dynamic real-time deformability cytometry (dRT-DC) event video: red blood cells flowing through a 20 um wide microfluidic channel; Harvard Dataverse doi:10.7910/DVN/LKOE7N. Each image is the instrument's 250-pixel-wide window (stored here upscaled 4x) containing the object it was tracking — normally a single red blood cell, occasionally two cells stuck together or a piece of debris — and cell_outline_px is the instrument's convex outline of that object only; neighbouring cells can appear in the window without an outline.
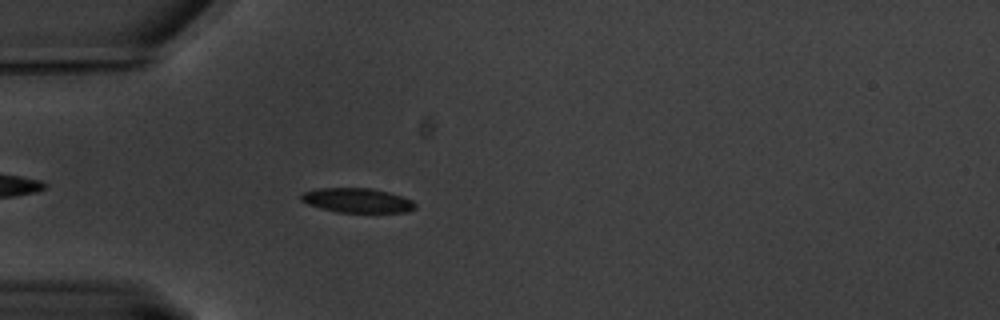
{"species": "common noctule bat (a hibernating species)", "species_latin": "Nyctalus noctula", "temperature_condition": "warm", "stored_images_in_passage": 50, "camera_frame_rate_fps": 3000, "um_per_image_px": 0.085, "animal": {"sex": "male", "body_mass_g": 20.1, "forearm_length_mm": 53.5}, "frame": {"image": 1, "passage_image": 7, "time_ms": 2.0, "image_size_px": [1000, 320], "cell_outline_px": [[416, 208], [408, 212], [336, 212], [320, 208], [308, 204], [300, 200], [300, 196], [304, 192], [320, 188], [372, 188], [388, 192], [412, 200], [416, 204]], "centroid_in_image_um": [30.36, 17.04], "position_along_channel_um": 54.6, "area_um2": 16.24}}
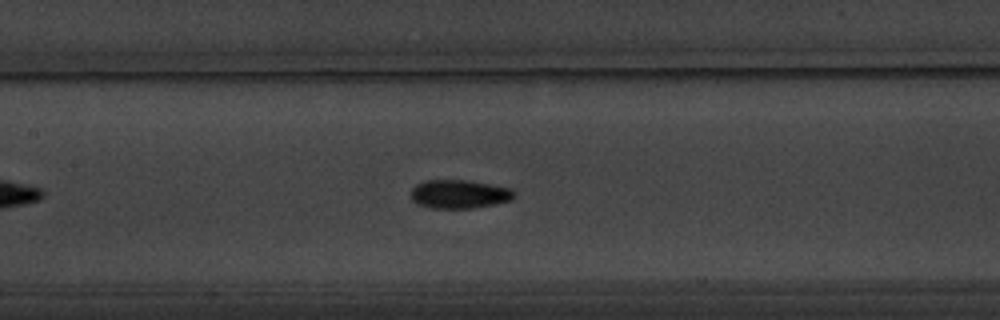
{"frame": {"image": 2, "passage_image": 18, "time_ms": 5.667, "image_size_px": [1000, 320], "cell_outline_px": [[516, 196], [512, 200], [496, 204], [476, 208], [432, 208], [416, 204], [412, 200], [412, 188], [416, 184], [424, 180], [464, 180], [492, 184], [512, 188], [516, 192]], "centroid_in_image_um": [39.08, 16.5], "position_along_channel_um": 168.3, "area_um2": 17.51}}
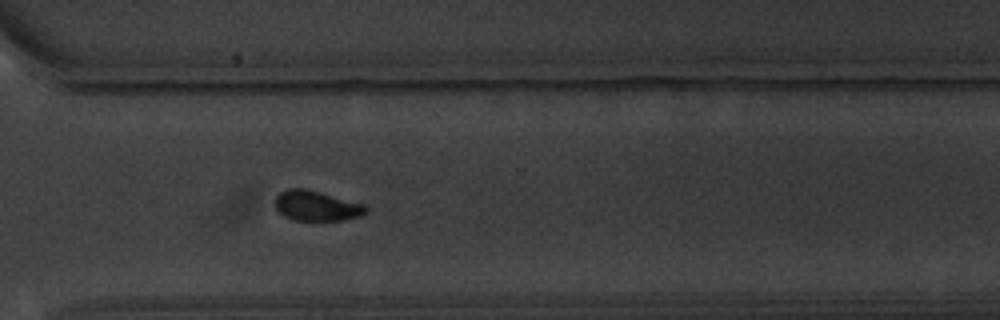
{"frame": {"image": 3, "passage_image": 34, "time_ms": 11.0, "image_size_px": [1000, 320], "cell_outline_px": [[368, 212], [360, 216], [344, 220], [292, 220], [284, 216], [276, 208], [276, 196], [280, 192], [288, 188], [304, 188], [368, 204]], "centroid_in_image_um": [26.96, 17.49], "position_along_channel_um": 343.6, "area_um2": 16.13}, "authors_computed_cell_mechanics": {"area_um2": 16.8487, "velocity_mm_per_s": 3.2981, "shape_relaxation_time_tau1_ms": 3.2111, "shape_relaxation_time_tau2_ms": 3.5392, "deformation_change_tau1": 0.1252, "deformation_change_tau2": 0.071}}